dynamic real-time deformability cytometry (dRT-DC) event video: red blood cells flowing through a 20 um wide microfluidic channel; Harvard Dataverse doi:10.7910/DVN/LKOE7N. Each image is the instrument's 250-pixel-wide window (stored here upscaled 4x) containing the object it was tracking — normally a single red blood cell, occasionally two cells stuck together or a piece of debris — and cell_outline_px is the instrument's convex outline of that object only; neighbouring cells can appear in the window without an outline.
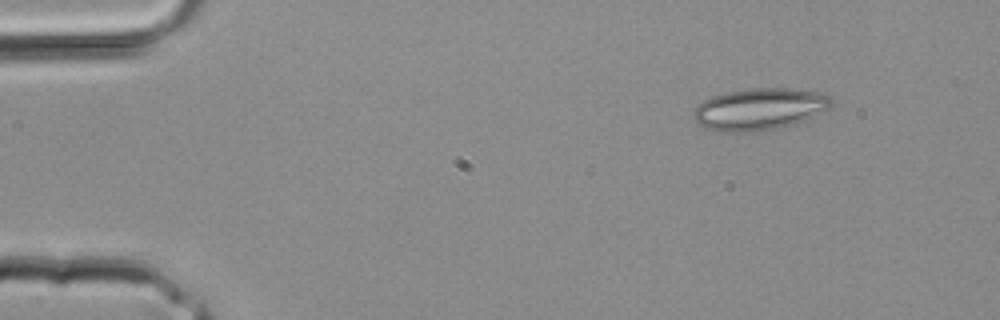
{"species": "common noctule bat (a hibernating species)", "species_latin": "Nyctalus noctula", "temperature_condition": "room temperature", "stored_images_in_passage": 3, "segment_of_instrument_passage": [1, 2], "camera_frame_rate_fps": 3000, "um_per_image_px": 0.085, "animal": {"sex": "male", "body_mass_g": 20.4}, "frame": {"image": 1, "passage_image": 1, "time_ms": 0.0, "image_size_px": [1000, 320], "cell_outline_px": [[832, 104], [828, 108], [804, 120], [792, 124], [776, 128], [752, 132], [720, 132], [696, 124], [692, 116], [692, 112], [704, 100], [712, 96], [728, 92], [748, 88], [792, 88], [816, 92], [832, 96]], "centroid_in_image_um": [64.52, 9.27], "position_along_channel_um": 20.5, "area_um2": 33.52}}